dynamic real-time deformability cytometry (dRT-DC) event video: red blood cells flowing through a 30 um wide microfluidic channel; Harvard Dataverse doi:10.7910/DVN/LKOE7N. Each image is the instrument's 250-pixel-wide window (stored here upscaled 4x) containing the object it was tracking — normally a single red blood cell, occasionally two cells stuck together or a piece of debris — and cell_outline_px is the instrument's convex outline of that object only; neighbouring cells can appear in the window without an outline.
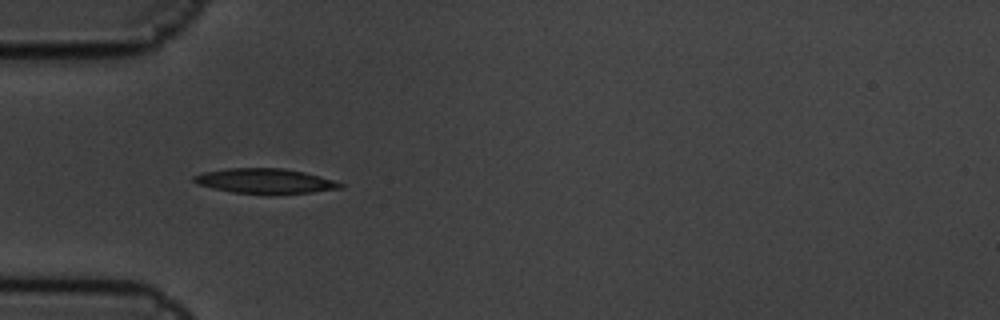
{"species": "common noctule bat (a hibernating species)", "species_latin": "Nyctalus noctula", "temperature_condition": "cold", "stored_images_in_passage": 2, "camera_frame_rate_fps": 3000, "um_per_image_px": 0.085, "animal": {"sex": "male", "body_mass_g": 19.5, "forearm_length_mm": 54.6}, "frame": {"image": 1, "passage_image": 1, "time_ms": 0.0, "image_size_px": [1000, 320], "cell_outline_px": [[344, 188], [312, 192], [268, 196], [232, 192], [212, 188], [196, 184], [192, 180], [192, 176], [204, 172], [228, 168], [284, 168], [304, 172], [320, 176], [344, 184]], "centroid_in_image_um": [22.52, 15.41], "position_along_channel_um": 62.5, "area_um2": 21.85}}
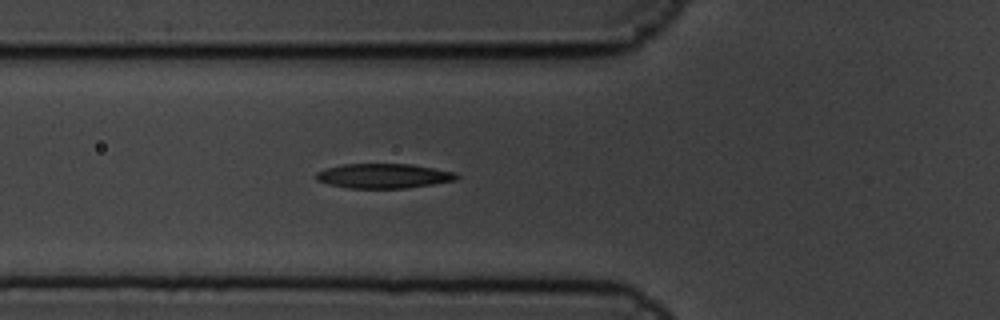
{"frame": {"image": 2, "passage_image": 2, "time_ms": 0.333, "image_size_px": [1000, 320], "cell_outline_px": [[460, 176], [456, 180], [432, 184], [404, 188], [348, 188], [328, 184], [316, 180], [316, 172], [324, 168], [344, 164], [412, 164], [456, 172]], "centroid_in_image_um": [32.59, 14.95], "position_along_channel_um": 93.2, "area_um2": 20.23}}